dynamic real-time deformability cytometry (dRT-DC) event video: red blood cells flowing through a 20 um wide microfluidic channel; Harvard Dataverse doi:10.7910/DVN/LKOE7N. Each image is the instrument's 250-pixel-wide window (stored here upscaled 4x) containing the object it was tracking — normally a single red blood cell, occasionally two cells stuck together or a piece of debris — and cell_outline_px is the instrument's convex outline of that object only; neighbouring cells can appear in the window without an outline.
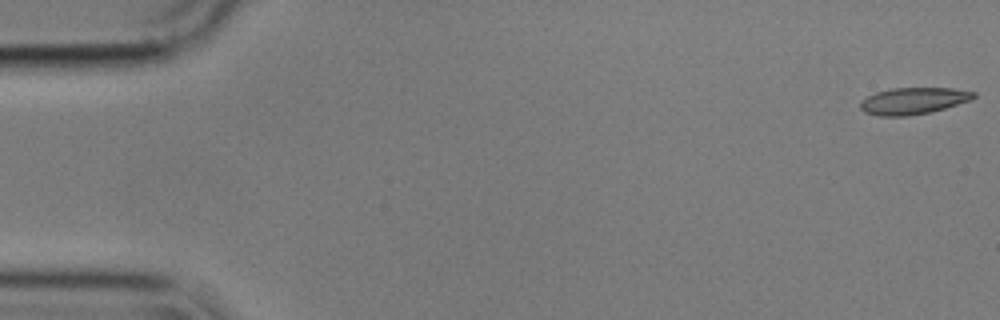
{"species": "common noctule bat (a hibernating species)", "species_latin": "Nyctalus noctula", "temperature_condition": "cold", "stored_images_in_passage": 8, "camera_frame_rate_fps": 3000, "um_per_image_px": 0.085, "animal": {"sex": "male", "body_mass_g": 17.9}, "frame": {"image": 1, "passage_image": 1, "time_ms": 0.0, "image_size_px": [1000, 320], "cell_outline_px": [[976, 96], [972, 100], [932, 112], [908, 116], [880, 116], [864, 112], [860, 108], [860, 104], [868, 96], [876, 92], [892, 88], [952, 88], [976, 92]], "centroid_in_image_um": [77.67, 8.58], "position_along_channel_um": 7.3, "area_um2": 17.69}}